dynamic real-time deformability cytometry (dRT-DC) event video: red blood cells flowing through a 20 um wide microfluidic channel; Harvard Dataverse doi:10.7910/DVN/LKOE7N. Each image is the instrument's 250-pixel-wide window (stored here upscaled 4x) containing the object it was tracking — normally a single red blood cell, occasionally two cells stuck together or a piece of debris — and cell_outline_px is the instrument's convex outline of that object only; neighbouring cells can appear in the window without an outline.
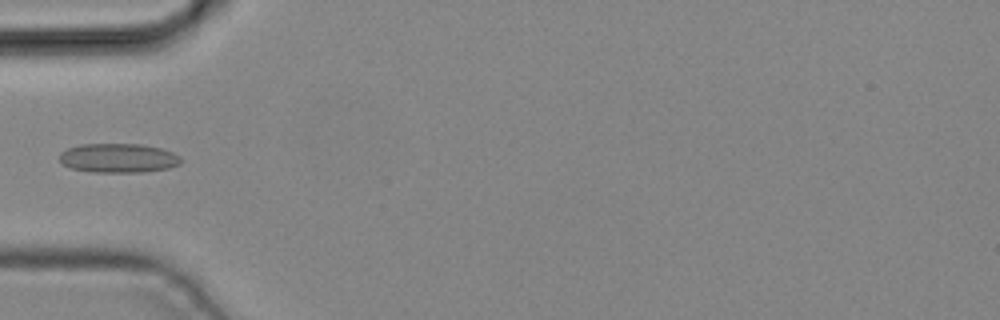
{"species": "common noctule bat (a hibernating species)", "species_latin": "Nyctalus noctula", "temperature_condition": "cold", "stored_images_in_passage": 4, "camera_frame_rate_fps": 3000, "um_per_image_px": 0.085, "animal": {"sex": "male", "body_mass_g": 19.2, "forearm_length_mm": 51.8}, "frame": {"image": 1, "passage_image": 4, "time_ms": 1.0, "image_size_px": [1000, 320], "cell_outline_px": [[180, 164], [168, 168], [144, 172], [92, 172], [72, 168], [64, 164], [60, 160], [60, 152], [68, 148], [80, 144], [140, 144], [160, 148], [172, 152], [180, 156]], "centroid_in_image_um": [10.06, 13.43], "position_along_channel_um": 74.9, "area_um2": 20.58}}